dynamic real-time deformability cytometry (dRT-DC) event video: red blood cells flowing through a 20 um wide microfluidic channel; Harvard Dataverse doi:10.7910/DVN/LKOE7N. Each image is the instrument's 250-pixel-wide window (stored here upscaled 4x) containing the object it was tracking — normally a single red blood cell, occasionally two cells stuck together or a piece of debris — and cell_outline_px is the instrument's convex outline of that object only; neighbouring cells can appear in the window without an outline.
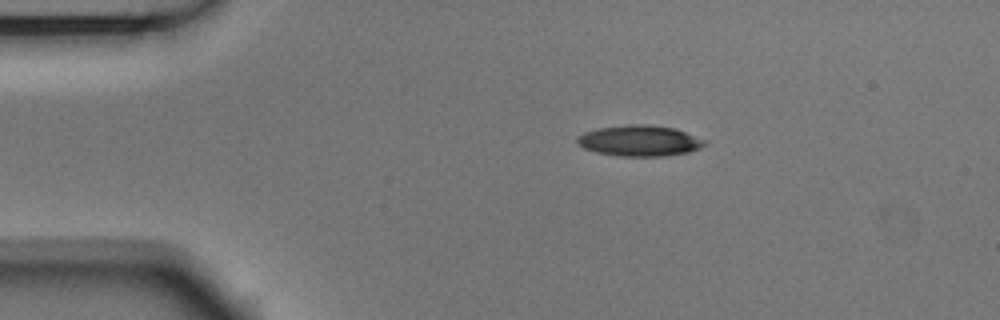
{"species": "Egyptian fruit bat (a non-hibernating species)", "species_latin": "Rousettus aegyptiacus", "temperature_condition": "room temperature", "stored_images_in_passage": 6, "camera_frame_rate_fps": 3000, "um_per_image_px": 0.085, "animal": {"sex": "male"}, "frame": {"image": 1, "passage_image": 1, "time_ms": 0.0, "image_size_px": [1000, 320], "cell_outline_px": [[708, 144], [700, 148], [688, 152], [664, 156], [620, 156], [596, 152], [584, 148], [576, 144], [576, 140], [584, 132], [600, 128], [628, 124], [652, 124], [676, 128], [708, 140]], "centroid_in_image_um": [54.42, 11.95], "position_along_channel_um": 30.6, "area_um2": 23.18}}
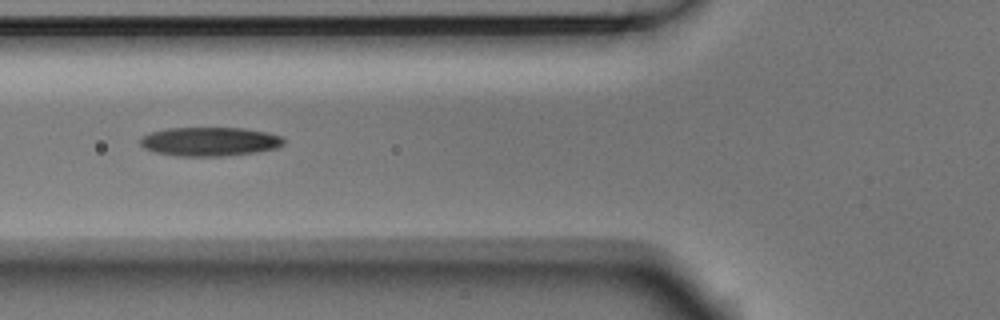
{"frame": {"image": 2, "passage_image": 4, "time_ms": 1.0, "image_size_px": [1000, 320], "cell_outline_px": [[284, 144], [276, 148], [252, 152], [224, 156], [180, 156], [156, 152], [144, 148], [140, 144], [140, 140], [144, 136], [152, 132], [168, 128], [244, 128], [268, 132], [280, 136], [284, 140]], "centroid_in_image_um": [17.83, 12.03], "position_along_channel_um": 108.0, "area_um2": 23.93}}
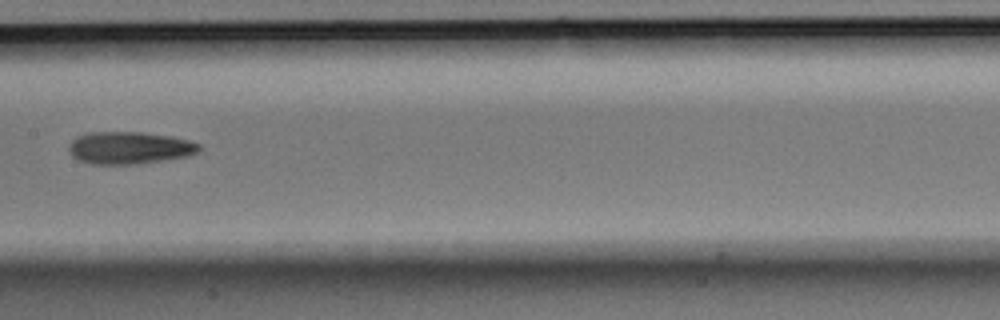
{"frame": {"image": 3, "passage_image": 6, "time_ms": 1.667, "image_size_px": [1000, 320], "cell_outline_px": [[200, 152], [188, 156], [136, 164], [88, 164], [72, 156], [68, 148], [68, 144], [76, 136], [88, 132], [140, 132], [168, 136], [188, 140], [200, 144]], "centroid_in_image_um": [10.97, 12.56], "position_along_channel_um": 196.4, "area_um2": 24.57}}